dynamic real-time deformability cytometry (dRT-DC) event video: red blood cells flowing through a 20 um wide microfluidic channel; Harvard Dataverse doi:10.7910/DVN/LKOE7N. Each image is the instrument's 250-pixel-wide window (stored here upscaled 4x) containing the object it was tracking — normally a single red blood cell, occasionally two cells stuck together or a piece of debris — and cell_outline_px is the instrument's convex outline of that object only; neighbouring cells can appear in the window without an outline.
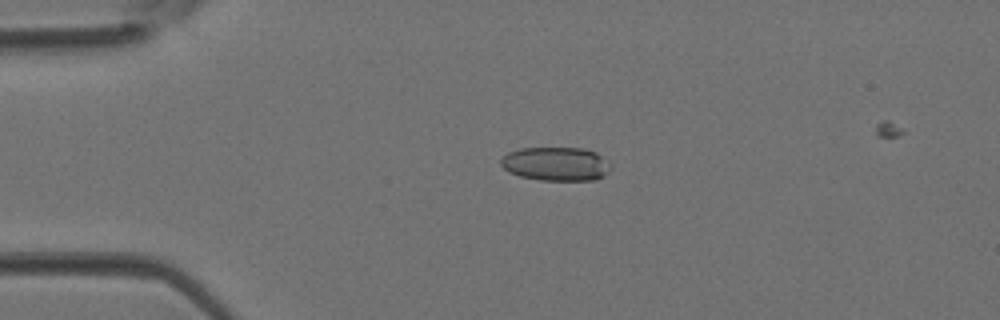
{"species": "Egyptian fruit bat (a non-hibernating species)", "species_latin": "Rousettus aegyptiacus", "temperature_condition": "room temperature", "stored_images_in_passage": 5, "camera_frame_rate_fps": 3000, "um_per_image_px": 0.085, "animal": {"sex": "female"}, "frame": {"image": 1, "passage_image": 3, "time_ms": 0.667, "image_size_px": [1000, 320], "cell_outline_px": [[612, 168], [604, 176], [596, 180], [540, 180], [520, 176], [508, 172], [500, 164], [500, 160], [508, 152], [520, 148], [584, 148], [596, 152], [612, 164]], "centroid_in_image_um": [47.28, 13.93], "position_along_channel_um": 37.7, "area_um2": 21.85}}
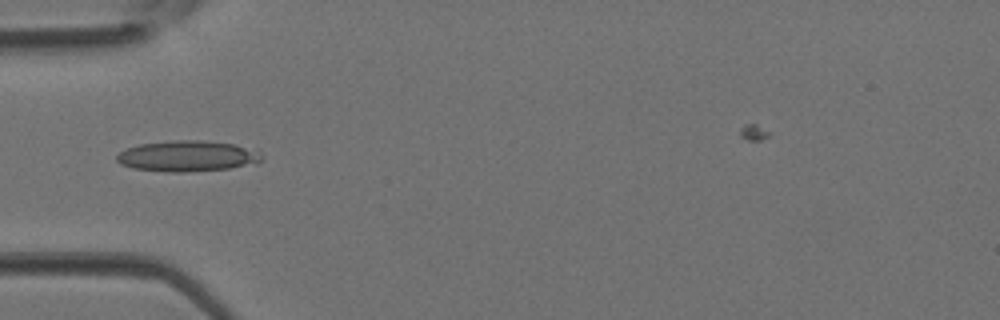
{"frame": {"image": 2, "passage_image": 4, "time_ms": 1.0, "image_size_px": [1000, 320], "cell_outline_px": [[264, 156], [260, 160], [228, 168], [184, 172], [168, 172], [132, 168], [120, 164], [116, 160], [116, 156], [120, 152], [128, 148], [140, 144], [176, 140], [200, 140], [236, 144], [260, 152]], "centroid_in_image_um": [15.87, 13.26], "position_along_channel_um": 69.1, "area_um2": 25.66}}
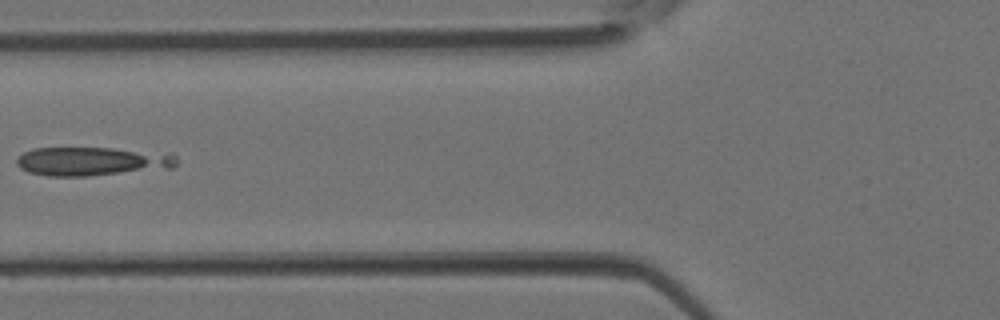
{"frame": {"image": 3, "passage_image": 5, "time_ms": 1.333, "image_size_px": [1000, 320], "cell_outline_px": [[176, 164], [172, 168], [88, 176], [48, 176], [28, 172], [20, 168], [16, 164], [16, 160], [24, 152], [32, 148], [112, 148], [172, 152], [176, 156]], "centroid_in_image_um": [7.87, 13.7], "position_along_channel_um": 117.9, "area_um2": 27.11}}